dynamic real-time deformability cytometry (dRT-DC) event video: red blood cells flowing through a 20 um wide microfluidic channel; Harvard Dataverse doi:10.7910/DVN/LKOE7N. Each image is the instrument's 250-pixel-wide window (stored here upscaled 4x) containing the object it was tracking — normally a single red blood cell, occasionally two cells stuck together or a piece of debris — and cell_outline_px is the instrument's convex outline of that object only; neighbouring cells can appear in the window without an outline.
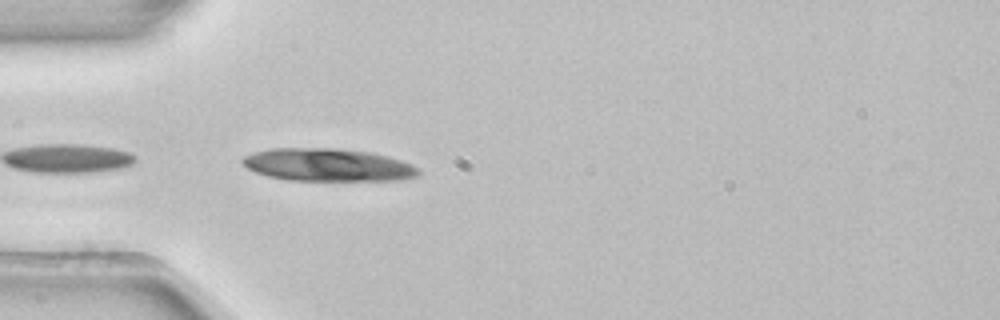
{"species": "common noctule bat (a hibernating species)", "species_latin": "Nyctalus noctula", "temperature_condition": "room temperature", "stored_images_in_passage": 24, "camera_frame_rate_fps": 3000, "um_per_image_px": 0.085, "animal": {"sex": "female", "body_mass_g": 22.7, "forearm_length_mm": 54.2}, "frame": {"image": 1, "passage_image": 1, "time_ms": 0.0, "image_size_px": [1000, 320], "cell_outline_px": [[420, 172], [416, 176], [400, 180], [288, 180], [268, 176], [256, 172], [248, 168], [240, 160], [244, 156], [256, 152], [272, 148], [336, 148], [368, 152], [388, 156], [412, 164], [420, 168]], "centroid_in_image_um": [27.88, 14.01], "position_along_channel_um": 57.1, "area_um2": 33.41}}